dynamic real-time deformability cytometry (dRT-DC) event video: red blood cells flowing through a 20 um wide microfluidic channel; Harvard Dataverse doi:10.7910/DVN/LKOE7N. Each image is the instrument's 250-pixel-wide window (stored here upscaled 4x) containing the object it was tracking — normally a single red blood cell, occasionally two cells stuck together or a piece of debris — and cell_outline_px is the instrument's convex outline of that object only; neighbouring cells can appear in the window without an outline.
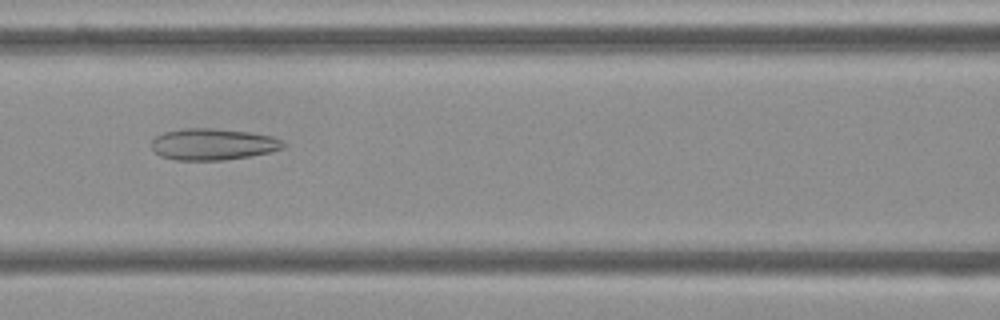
{"species": "Egyptian fruit bat (a non-hibernating species)", "species_latin": "Rousettus aegyptiacus", "temperature_condition": "cold", "stored_images_in_passage": 39, "camera_frame_rate_fps": 3000, "um_per_image_px": 0.085, "frame": {"image": 1, "passage_image": 15, "time_ms": 4.667, "image_size_px": [1000, 320], "cell_outline_px": [[284, 148], [268, 152], [248, 156], [224, 160], [176, 160], [160, 156], [152, 148], [152, 140], [156, 136], [164, 132], [184, 128], [208, 128], [252, 132], [272, 136], [280, 140], [284, 144]], "centroid_in_image_um": [18.08, 12.26], "position_along_channel_um": 148.5, "area_um2": 24.04}}
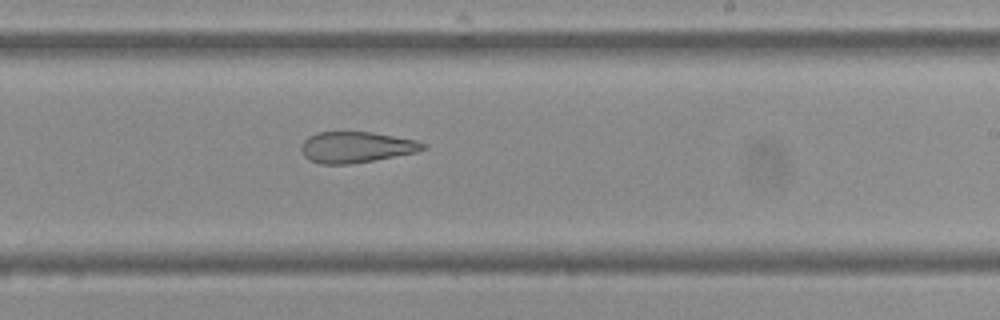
{"frame": {"image": 2, "passage_image": 24, "time_ms": 7.667, "image_size_px": [1000, 320], "cell_outline_px": [[428, 148], [416, 152], [372, 160], [348, 164], [320, 164], [308, 160], [304, 156], [300, 148], [304, 140], [308, 136], [316, 132], [372, 132], [416, 140], [428, 144]], "centroid_in_image_um": [30.26, 12.5], "position_along_channel_um": 258.7, "area_um2": 22.02}}
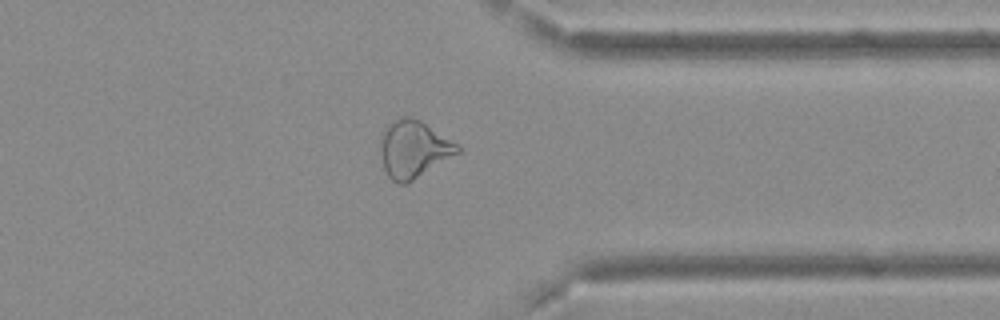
{"frame": {"image": 3, "passage_image": 34, "time_ms": 11.0, "image_size_px": [1000, 320], "cell_outline_px": [[460, 152], [408, 184], [400, 184], [392, 180], [388, 176], [384, 168], [380, 148], [380, 136], [384, 128], [392, 120], [400, 116], [408, 116], [420, 120], [456, 144], [460, 148]], "centroid_in_image_um": [35.11, 12.68], "position_along_channel_um": 376.3, "area_um2": 25.66}, "authors_computed_cell_mechanics": {"area_um2": 24.7962, "velocity_mm_per_s": 3.6766, "shape_relaxation_time_tau1_ms": null, "shape_relaxation_time_tau2_ms": 3.9589, "deformation_change_tau1": null, "deformation_change_tau2": 0.1438}}